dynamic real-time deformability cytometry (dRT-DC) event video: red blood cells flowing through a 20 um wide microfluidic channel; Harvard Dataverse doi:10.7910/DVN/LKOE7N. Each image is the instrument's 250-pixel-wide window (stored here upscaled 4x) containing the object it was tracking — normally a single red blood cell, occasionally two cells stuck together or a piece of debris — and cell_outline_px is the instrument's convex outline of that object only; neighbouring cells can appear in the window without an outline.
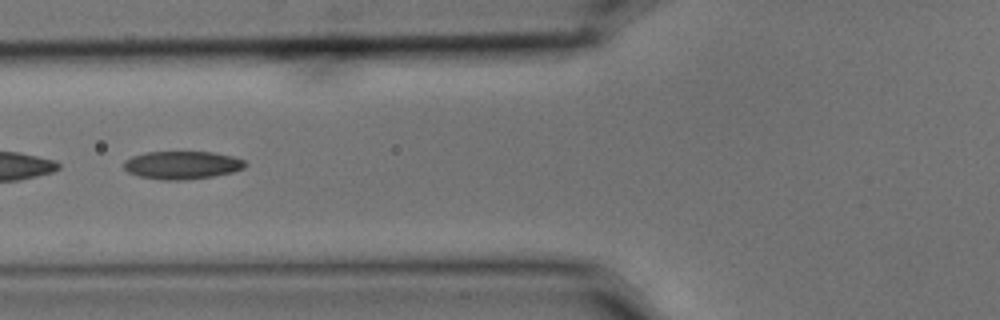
{"species": "common noctule bat (a hibernating species)", "species_latin": "Nyctalus noctula", "temperature_condition": "cold", "stored_images_in_passage": 9, "camera_frame_rate_fps": 3000, "um_per_image_px": 0.085, "animal": {"sex": "male", "body_mass_g": 15.6}, "frame": {"image": 1, "passage_image": 5, "time_ms": 1.333, "image_size_px": [1000, 320], "cell_outline_px": [[248, 164], [244, 168], [232, 172], [212, 176], [180, 180], [164, 180], [140, 176], [128, 172], [124, 168], [124, 160], [132, 156], [144, 152], [212, 152], [232, 156], [244, 160]], "centroid_in_image_um": [15.47, 14.02], "position_along_channel_um": 110.3, "area_um2": 19.71}}
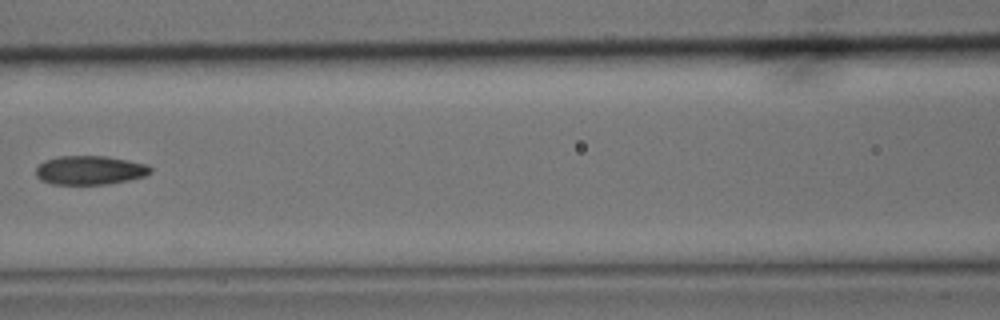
{"frame": {"image": 2, "passage_image": 6, "time_ms": 1.667, "image_size_px": [1000, 320], "cell_outline_px": [[152, 172], [144, 176], [128, 180], [108, 184], [52, 184], [40, 180], [36, 176], [36, 168], [44, 160], [56, 156], [108, 156], [148, 164], [152, 168]], "centroid_in_image_um": [7.64, 14.46], "position_along_channel_um": 159.0, "area_um2": 19.48}}
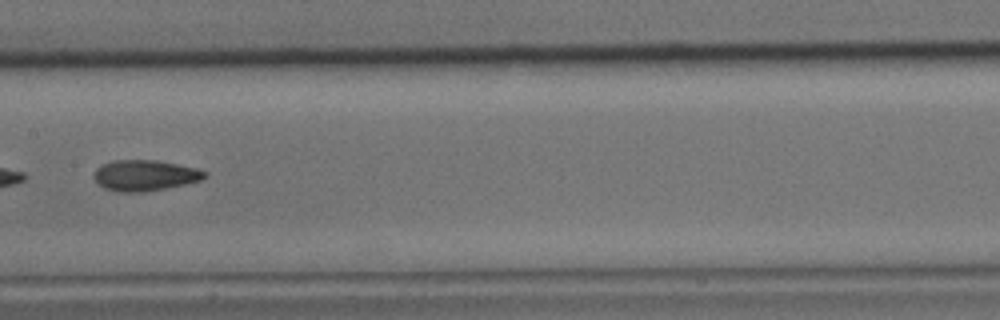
{"frame": {"image": 3, "passage_image": 7, "time_ms": 2.0, "image_size_px": [1000, 320], "cell_outline_px": [[208, 172], [200, 180], [184, 184], [144, 192], [116, 192], [104, 188], [96, 180], [96, 168], [112, 160], [156, 160], [196, 168]], "centroid_in_image_um": [12.31, 14.91], "position_along_channel_um": 195.1, "area_um2": 19.54}}